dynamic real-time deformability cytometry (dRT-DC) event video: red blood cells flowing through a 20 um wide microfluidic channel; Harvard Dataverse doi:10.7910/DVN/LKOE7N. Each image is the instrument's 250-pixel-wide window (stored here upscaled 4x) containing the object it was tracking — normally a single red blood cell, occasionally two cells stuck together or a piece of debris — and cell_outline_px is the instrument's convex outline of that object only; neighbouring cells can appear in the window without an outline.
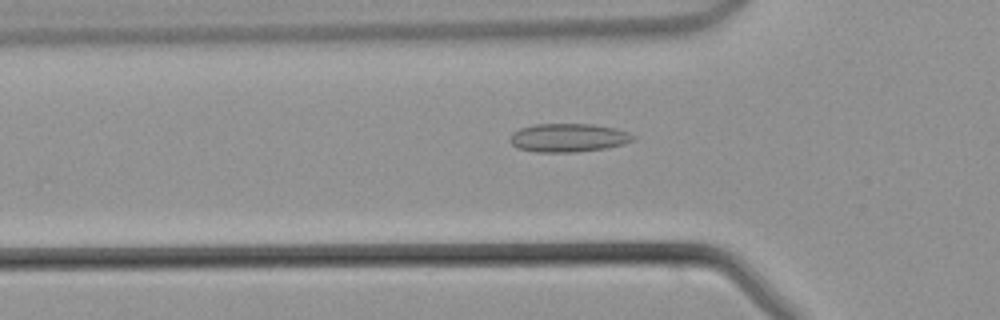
{"species": "common noctule bat (a hibernating species)", "species_latin": "Nyctalus noctula", "temperature_condition": "warm", "stored_images_in_passage": 40, "camera_frame_rate_fps": 3000, "um_per_image_px": 0.085, "animal": {"sex": "male", "body_mass_g": 21.5, "forearm_length_mm": 52.0}, "frame": {"image": 1, "passage_image": 10, "time_ms": 3.0, "image_size_px": [1000, 320], "cell_outline_px": [[636, 140], [624, 144], [604, 148], [576, 152], [536, 152], [516, 148], [508, 140], [512, 132], [520, 128], [536, 124], [592, 124], [612, 128], [628, 132], [636, 136]], "centroid_in_image_um": [48.28, 11.71], "position_along_channel_um": 77.5, "area_um2": 20.52}}
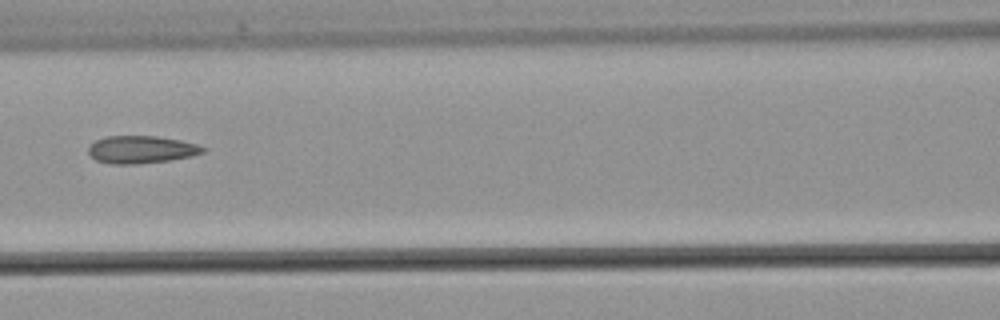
{"frame": {"image": 2, "passage_image": 15, "time_ms": 4.667, "image_size_px": [1000, 320], "cell_outline_px": [[208, 148], [204, 152], [192, 156], [168, 160], [136, 164], [112, 164], [96, 160], [88, 152], [88, 148], [96, 140], [108, 136], [156, 136], [180, 140], [196, 144]], "centroid_in_image_um": [12.03, 12.71], "position_along_channel_um": 154.6, "area_um2": 18.26}}
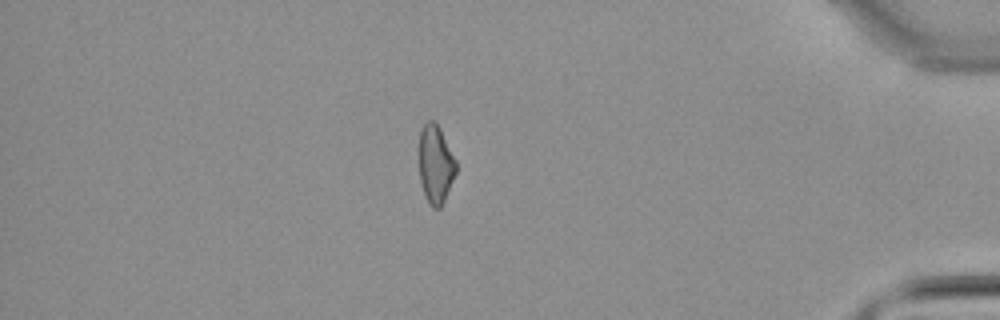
{"frame": {"image": 3, "passage_image": 34, "time_ms": 11.0, "image_size_px": [1000, 320], "cell_outline_px": [[456, 172], [444, 200], [440, 208], [432, 208], [424, 192], [420, 180], [420, 132], [424, 124], [428, 120], [432, 120], [440, 128], [456, 160]], "centroid_in_image_um": [37.03, 13.95], "position_along_channel_um": 398.2, "area_um2": 16.47}}